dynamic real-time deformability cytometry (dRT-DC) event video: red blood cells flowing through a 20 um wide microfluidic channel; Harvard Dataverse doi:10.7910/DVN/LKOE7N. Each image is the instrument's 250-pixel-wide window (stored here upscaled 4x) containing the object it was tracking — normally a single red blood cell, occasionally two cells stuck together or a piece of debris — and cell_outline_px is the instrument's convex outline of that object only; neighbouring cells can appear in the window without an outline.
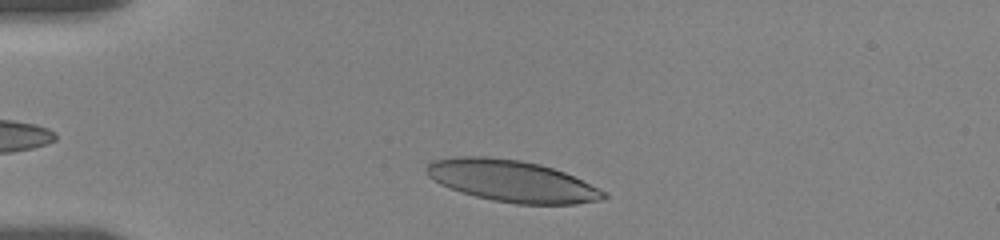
{"species": "human", "species_latin": "Homo sapiens", "temperature_condition": "room temperature", "stored_images_in_passage": 22, "camera_frame_rate_fps": 3000, "um_per_image_px": 0.085, "donor": {"sex": "female"}, "frame": {"image": 1, "passage_image": 4, "time_ms": 1.0, "image_size_px": [1000, 240], "cell_outline_px": [[608, 196], [600, 200], [576, 204], [516, 204], [492, 200], [476, 196], [440, 184], [428, 176], [424, 172], [424, 168], [432, 160], [456, 156], [484, 156], [520, 160], [540, 164], [564, 172], [608, 192]], "centroid_in_image_um": [43.5, 15.38], "position_along_channel_um": 41.5, "area_um2": 42.95}}
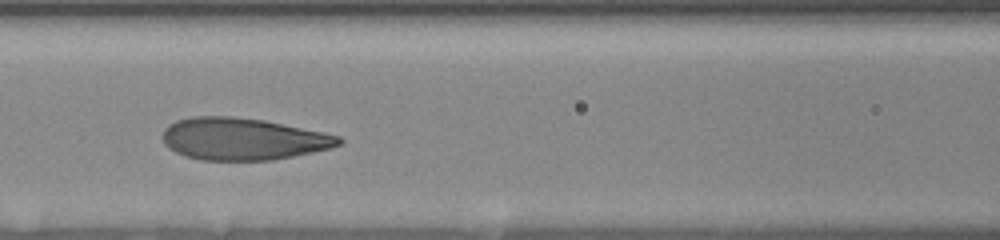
{"frame": {"image": 2, "passage_image": 14, "time_ms": 5.0, "image_size_px": [1000, 240], "cell_outline_px": [[344, 140], [340, 144], [332, 148], [272, 160], [200, 160], [184, 156], [168, 148], [164, 144], [164, 128], [168, 124], [176, 120], [192, 116], [232, 116], [264, 120], [340, 136]], "centroid_in_image_um": [20.61, 11.81], "position_along_channel_um": 146.0, "area_um2": 43.18}}
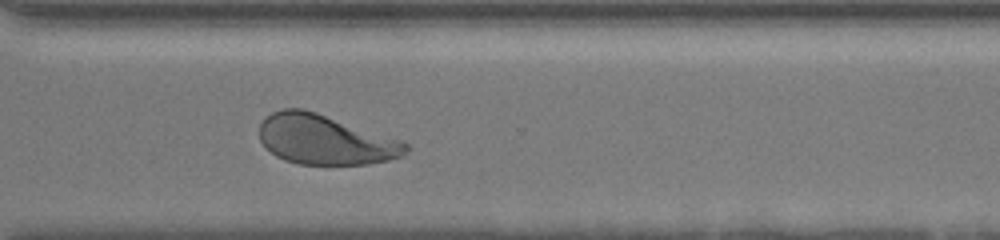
{"frame": {"image": 3, "passage_image": 22, "time_ms": 10.667, "image_size_px": [1000, 240], "cell_outline_px": [[408, 148], [404, 156], [388, 160], [368, 164], [300, 164], [284, 160], [276, 156], [260, 140], [260, 124], [264, 116], [272, 112], [284, 108], [304, 108], [400, 140], [408, 144]], "centroid_in_image_um": [27.61, 11.87], "position_along_channel_um": 343.0, "area_um2": 42.19}}